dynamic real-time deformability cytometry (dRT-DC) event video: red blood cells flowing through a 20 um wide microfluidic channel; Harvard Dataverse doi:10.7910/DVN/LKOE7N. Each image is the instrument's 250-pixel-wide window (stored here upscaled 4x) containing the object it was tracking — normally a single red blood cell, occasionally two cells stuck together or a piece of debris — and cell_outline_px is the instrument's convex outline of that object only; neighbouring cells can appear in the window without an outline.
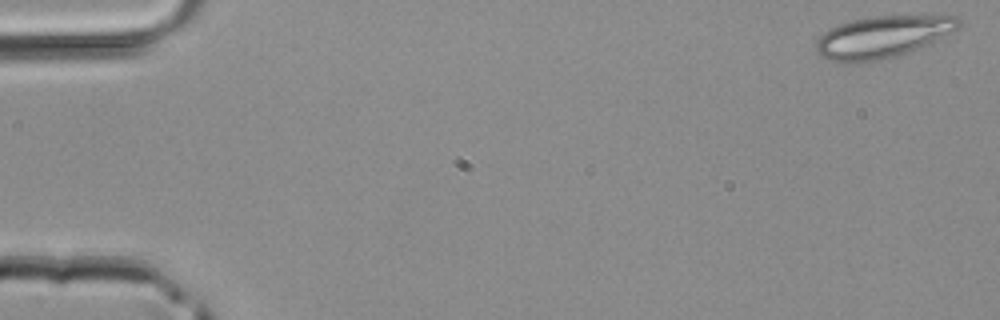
{"species": "common noctule bat (a hibernating species)", "species_latin": "Nyctalus noctula", "temperature_condition": "room temperature", "stored_images_in_passage": 43, "camera_frame_rate_fps": 3000, "um_per_image_px": 0.085, "animal": {"sex": "male", "body_mass_g": 20.4}, "frame": {"image": 1, "passage_image": 1, "time_ms": 0.0, "image_size_px": [1000, 320], "cell_outline_px": [[960, 28], [952, 32], [916, 48], [892, 56], [872, 60], [832, 60], [824, 56], [816, 48], [816, 44], [820, 36], [824, 32], [840, 24], [852, 20], [876, 16], [960, 16]], "centroid_in_image_um": [75.07, 3.08], "position_along_channel_um": 9.9, "area_um2": 33.12}}
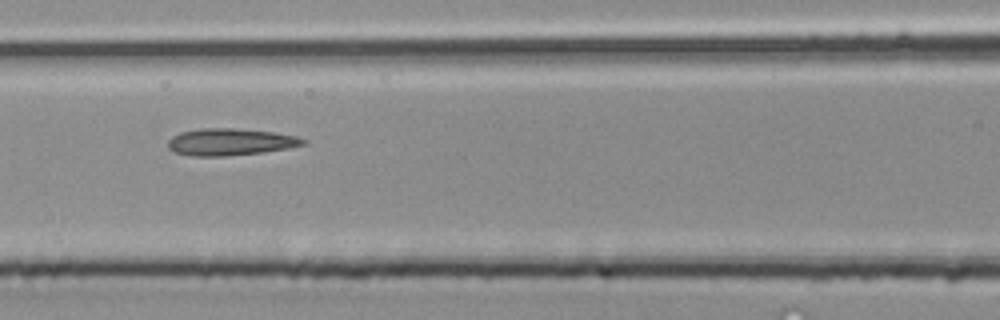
{"frame": {"image": 2, "passage_image": 19, "time_ms": 6.0, "image_size_px": [1000, 320], "cell_outline_px": [[308, 144], [288, 148], [264, 152], [224, 156], [192, 156], [176, 152], [168, 148], [168, 140], [172, 136], [180, 132], [200, 128], [236, 128], [272, 132], [296, 136], [308, 140]], "centroid_in_image_um": [19.59, 12.06], "position_along_channel_um": 147.0, "area_um2": 21.33}}
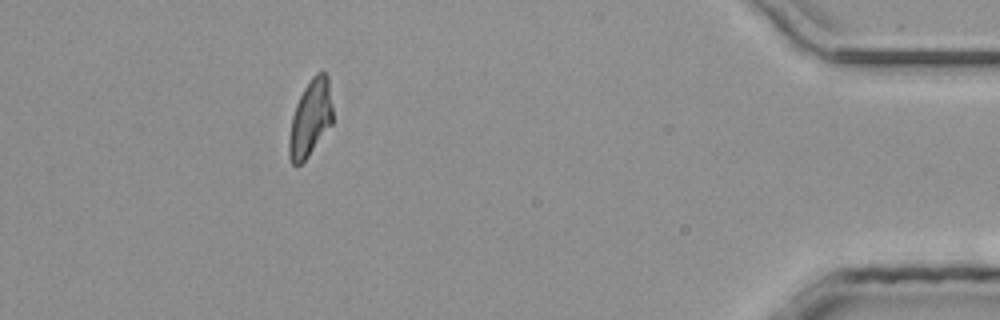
{"frame": {"image": 3, "passage_image": 39, "time_ms": 12.667, "image_size_px": [1000, 320], "cell_outline_px": [[332, 124], [308, 156], [296, 168], [292, 164], [288, 156], [288, 140], [292, 116], [296, 104], [304, 88], [312, 76], [316, 72], [324, 72], [328, 76], [332, 108]], "centroid_in_image_um": [26.36, 10.07], "position_along_channel_um": 408.8, "area_um2": 19.48}}